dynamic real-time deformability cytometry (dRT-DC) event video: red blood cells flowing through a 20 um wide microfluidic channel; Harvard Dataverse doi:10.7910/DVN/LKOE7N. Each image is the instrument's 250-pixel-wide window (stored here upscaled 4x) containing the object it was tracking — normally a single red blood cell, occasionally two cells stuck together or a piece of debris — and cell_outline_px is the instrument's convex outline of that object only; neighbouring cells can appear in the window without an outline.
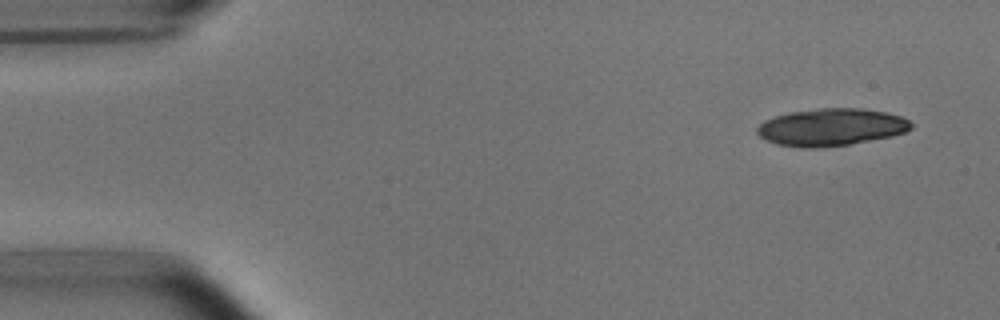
{"species": "common noctule bat (a hibernating species)", "species_latin": "Nyctalus noctula", "temperature_condition": "room temperature", "stored_images_in_passage": 19, "camera_frame_rate_fps": 3000, "um_per_image_px": 0.085, "animal": {"sex": "male", "body_mass_g": 15.6}, "frame": {"image": 1, "passage_image": 3, "time_ms": 0.667, "image_size_px": [1000, 320], "cell_outline_px": [[912, 128], [904, 132], [892, 136], [848, 144], [812, 148], [804, 148], [776, 144], [760, 136], [756, 132], [756, 128], [764, 120], [788, 112], [820, 108], [860, 108], [884, 112], [900, 116], [908, 120], [912, 124]], "centroid_in_image_um": [70.63, 10.8], "position_along_channel_um": 14.4, "area_um2": 33.23}}